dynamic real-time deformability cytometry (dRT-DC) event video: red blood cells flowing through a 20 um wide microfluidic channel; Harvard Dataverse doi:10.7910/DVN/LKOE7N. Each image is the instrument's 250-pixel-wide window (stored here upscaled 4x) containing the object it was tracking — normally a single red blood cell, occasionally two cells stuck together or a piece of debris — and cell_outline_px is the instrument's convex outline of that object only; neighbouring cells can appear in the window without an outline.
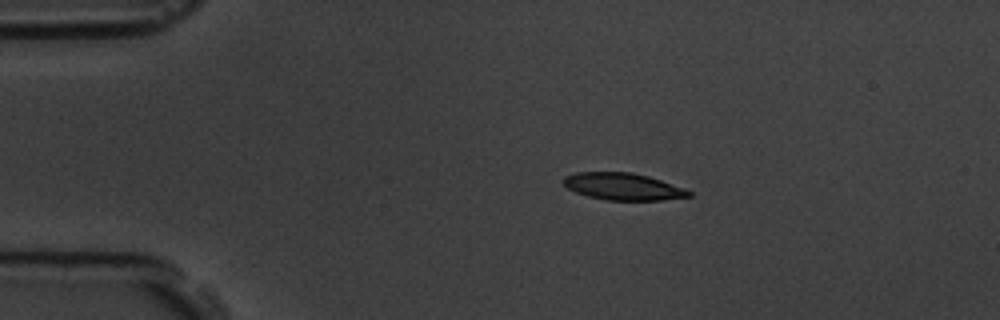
{"species": "common noctule bat (a hibernating species)", "species_latin": "Nyctalus noctula", "temperature_condition": "room temperature", "stored_images_in_passage": 7, "camera_frame_rate_fps": 3000, "um_per_image_px": 0.085, "animal": {"sex": "male", "body_mass_g": 19.5, "forearm_length_mm": 54.6}, "frame": {"image": 1, "passage_image": 3, "time_ms": 2.333, "image_size_px": [1000, 320], "cell_outline_px": [[692, 196], [664, 200], [604, 200], [588, 196], [576, 192], [568, 188], [564, 184], [564, 176], [576, 172], [632, 172], [648, 176], [684, 188], [692, 192]], "centroid_in_image_um": [52.97, 15.86], "position_along_channel_um": 32.0, "area_um2": 19.71}}
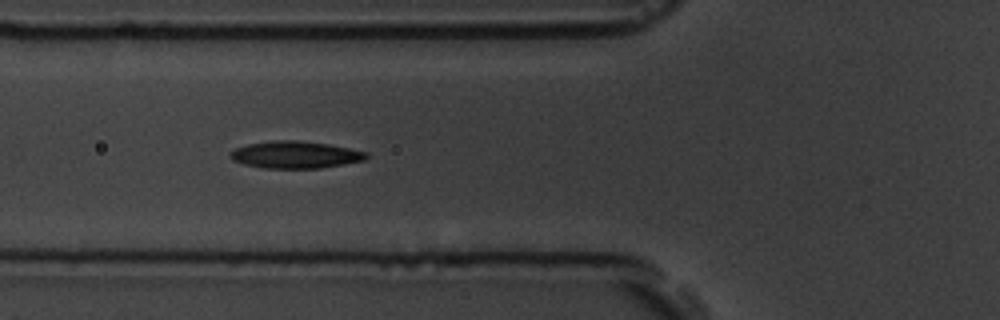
{"frame": {"image": 2, "passage_image": 6, "time_ms": 5.667, "image_size_px": [1000, 320], "cell_outline_px": [[368, 156], [364, 160], [320, 168], [264, 168], [244, 164], [232, 160], [228, 156], [236, 148], [248, 144], [272, 140], [300, 140], [328, 144], [368, 152]], "centroid_in_image_um": [25.09, 13.15], "position_along_channel_um": 100.7, "area_um2": 21.39}}
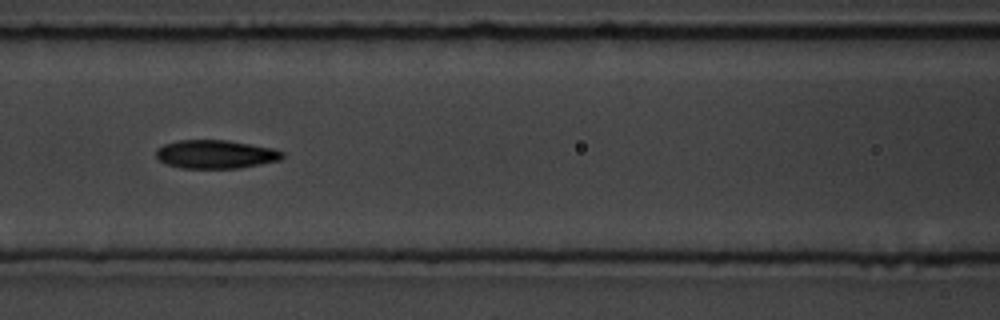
{"frame": {"image": 3, "passage_image": 7, "time_ms": 7.0, "image_size_px": [1000, 320], "cell_outline_px": [[284, 156], [280, 160], [240, 168], [180, 168], [164, 164], [156, 156], [156, 148], [164, 144], [180, 140], [228, 140], [272, 148], [284, 152]], "centroid_in_image_um": [18.31, 13.11], "position_along_channel_um": 148.3, "area_um2": 21.04}}